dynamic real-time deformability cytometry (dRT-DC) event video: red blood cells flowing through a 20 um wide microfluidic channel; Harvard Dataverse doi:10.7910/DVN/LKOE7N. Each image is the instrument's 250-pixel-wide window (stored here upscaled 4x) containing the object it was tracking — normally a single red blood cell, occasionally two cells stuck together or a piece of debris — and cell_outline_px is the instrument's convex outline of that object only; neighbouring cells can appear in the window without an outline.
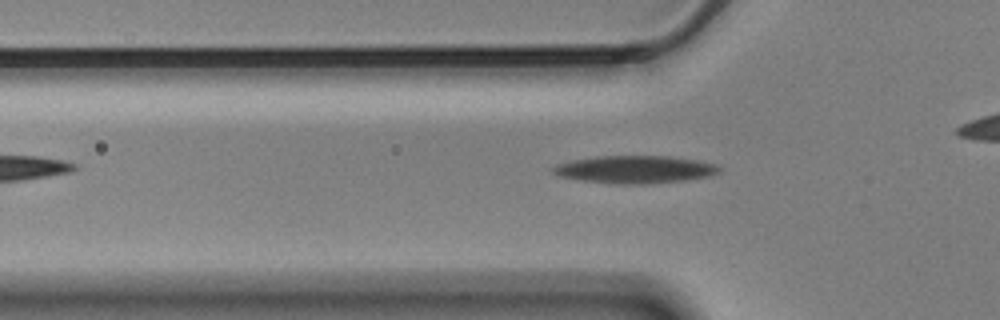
{"species": "Egyptian fruit bat (a non-hibernating species)", "species_latin": "Rousettus aegyptiacus", "temperature_condition": "cold", "stored_images_in_passage": 28, "camera_frame_rate_fps": 3000, "um_per_image_px": 0.085, "animal": {"sex": "male"}, "frame": {"image": 1, "passage_image": 10, "time_ms": 3.0, "image_size_px": [1000, 320], "cell_outline_px": [[720, 172], [708, 176], [684, 180], [644, 184], [616, 184], [584, 180], [560, 176], [552, 172], [552, 168], [556, 164], [572, 160], [596, 156], [668, 156], [696, 160], [716, 164], [720, 168]], "centroid_in_image_um": [53.96, 14.4], "position_along_channel_um": 71.8, "area_um2": 26.53}}
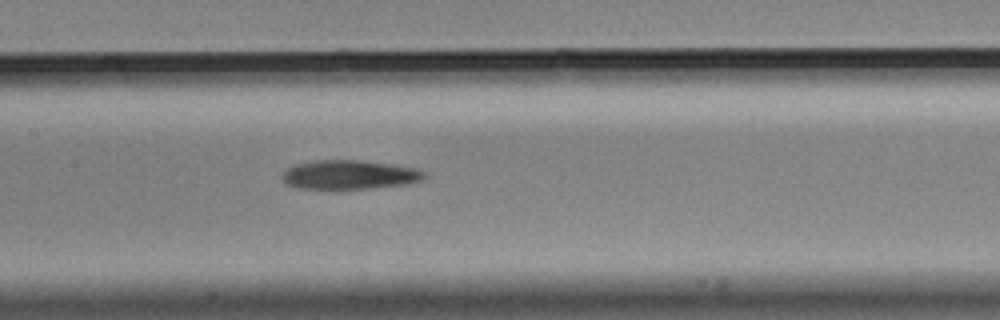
{"frame": {"image": 2, "passage_image": 19, "time_ms": 6.0, "image_size_px": [1000, 320], "cell_outline_px": [[424, 176], [420, 180], [408, 184], [368, 188], [300, 188], [284, 184], [280, 180], [280, 176], [292, 164], [316, 160], [360, 160], [392, 164], [416, 168], [424, 172]], "centroid_in_image_um": [29.63, 14.84], "position_along_channel_um": 177.8, "area_um2": 24.04}}
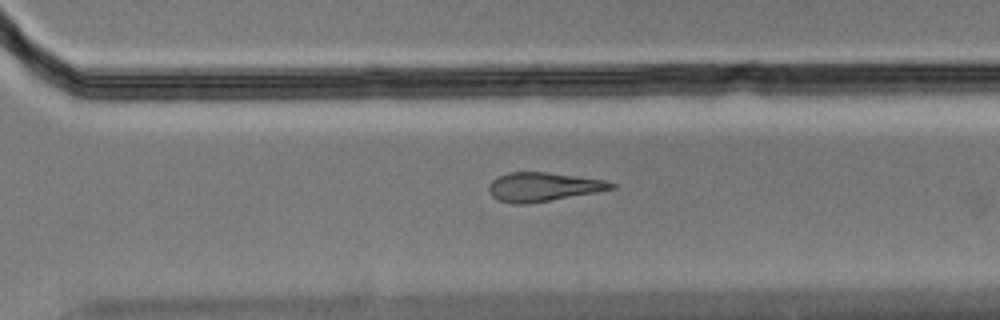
{"frame": {"image": 3, "passage_image": 27, "time_ms": 8.667, "image_size_px": [1000, 320], "cell_outline_px": [[616, 188], [596, 192], [524, 204], [512, 204], [496, 200], [492, 196], [488, 188], [488, 184], [492, 180], [500, 176], [512, 172], [548, 172], [604, 180], [616, 184]], "centroid_in_image_um": [46.14, 15.88], "position_along_channel_um": 324.5, "area_um2": 20.4}}